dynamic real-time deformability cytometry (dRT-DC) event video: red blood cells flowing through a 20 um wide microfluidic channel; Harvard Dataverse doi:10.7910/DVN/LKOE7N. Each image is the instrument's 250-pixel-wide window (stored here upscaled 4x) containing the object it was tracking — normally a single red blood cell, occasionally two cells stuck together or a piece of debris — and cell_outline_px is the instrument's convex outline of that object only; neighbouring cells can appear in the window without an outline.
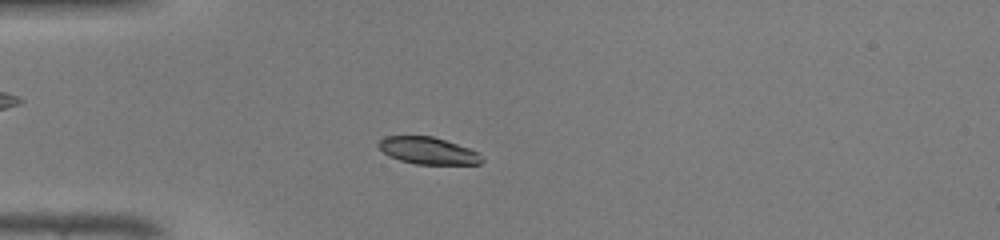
{"species": "common noctule bat (a hibernating species)", "species_latin": "Nyctalus noctula", "temperature_condition": "warm", "stored_images_in_passage": 45, "camera_frame_rate_fps": 3000, "um_per_image_px": 0.085, "animal": {"sex": "male", "body_mass_g": 19.0, "forearm_length_mm": 50.8}, "frame": {"image": 1, "passage_image": 11, "time_ms": 3.333, "image_size_px": [1000, 240], "cell_outline_px": [[484, 160], [480, 164], [416, 164], [400, 160], [388, 156], [376, 144], [384, 136], [432, 136], [468, 148], [476, 152]], "centroid_in_image_um": [36.34, 12.81], "position_along_channel_um": 48.7, "area_um2": 16.07}}
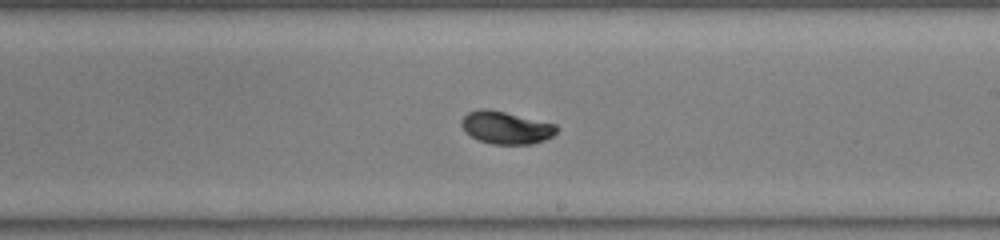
{"frame": {"image": 2, "passage_image": 26, "time_ms": 8.333, "image_size_px": [1000, 240], "cell_outline_px": [[560, 128], [552, 136], [544, 140], [532, 144], [492, 144], [480, 140], [464, 132], [460, 124], [460, 120], [468, 112], [480, 108], [488, 108], [556, 124]], "centroid_in_image_um": [42.99, 10.84], "position_along_channel_um": 246.0, "area_um2": 18.15}}
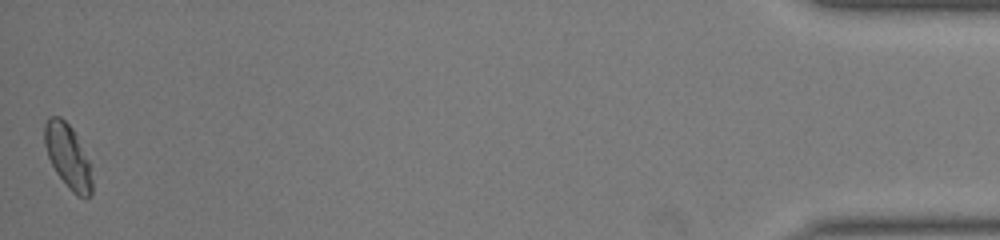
{"frame": {"image": 3, "passage_image": 45, "time_ms": 14.667, "image_size_px": [1000, 240], "cell_outline_px": [[92, 192], [84, 200], [76, 196], [68, 188], [56, 172], [48, 156], [44, 144], [44, 124], [48, 116], [60, 116], [72, 128], [88, 160], [92, 180]], "centroid_in_image_um": [5.75, 13.3], "position_along_channel_um": 429.4, "area_um2": 17.63}, "authors_computed_cell_mechanics": {"area_um2": 17.5712, "velocity_mm_per_s": 4.2909, "shape_relaxation_time_tau1_ms": 4.2105, "shape_relaxation_time_tau2_ms": null, "deformation_change_tau1": 0.1637, "deformation_change_tau2": null}}